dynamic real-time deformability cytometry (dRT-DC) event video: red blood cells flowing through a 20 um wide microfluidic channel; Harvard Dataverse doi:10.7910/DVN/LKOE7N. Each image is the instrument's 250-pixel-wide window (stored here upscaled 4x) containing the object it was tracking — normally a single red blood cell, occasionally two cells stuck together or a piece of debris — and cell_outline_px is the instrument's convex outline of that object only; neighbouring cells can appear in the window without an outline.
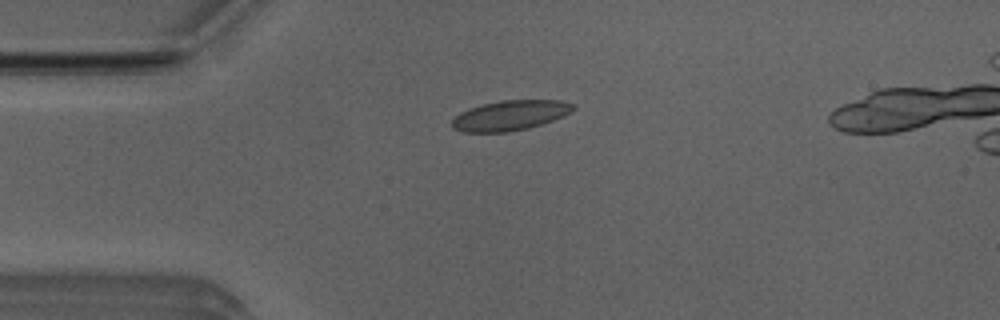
{"species": "Egyptian fruit bat (a non-hibernating species)", "species_latin": "Rousettus aegyptiacus", "temperature_condition": "room temperature", "stored_images_in_passage": 8, "camera_frame_rate_fps": 3000, "um_per_image_px": 0.085, "animal": {"sex": "male"}, "frame": {"image": 1, "passage_image": 4, "time_ms": 1.0, "image_size_px": [1000, 320], "cell_outline_px": [[576, 108], [552, 120], [528, 128], [508, 132], [464, 132], [452, 128], [452, 120], [460, 112], [468, 108], [480, 104], [500, 100], [560, 100], [576, 104]], "centroid_in_image_um": [43.32, 9.8], "position_along_channel_um": 41.7, "area_um2": 21.15}}
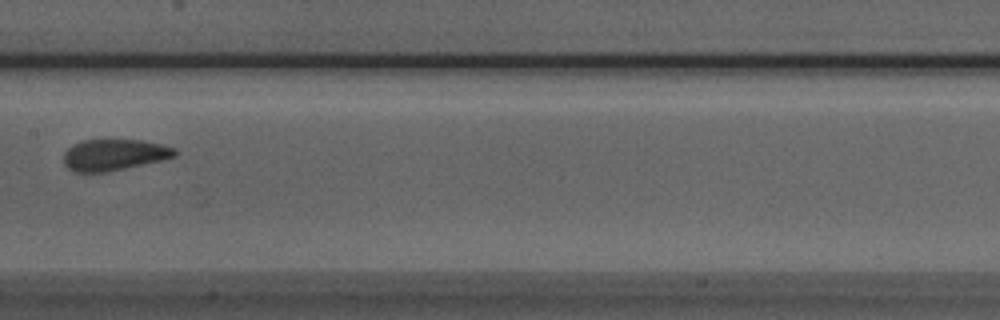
{"frame": {"image": 2, "passage_image": 8, "time_ms": 2.333, "image_size_px": [1000, 320], "cell_outline_px": [[176, 156], [160, 160], [124, 168], [104, 172], [76, 172], [68, 168], [64, 164], [64, 152], [68, 148], [84, 140], [140, 140], [160, 144], [176, 148]], "centroid_in_image_um": [9.68, 13.16], "position_along_channel_um": 197.7, "area_um2": 19.88}}